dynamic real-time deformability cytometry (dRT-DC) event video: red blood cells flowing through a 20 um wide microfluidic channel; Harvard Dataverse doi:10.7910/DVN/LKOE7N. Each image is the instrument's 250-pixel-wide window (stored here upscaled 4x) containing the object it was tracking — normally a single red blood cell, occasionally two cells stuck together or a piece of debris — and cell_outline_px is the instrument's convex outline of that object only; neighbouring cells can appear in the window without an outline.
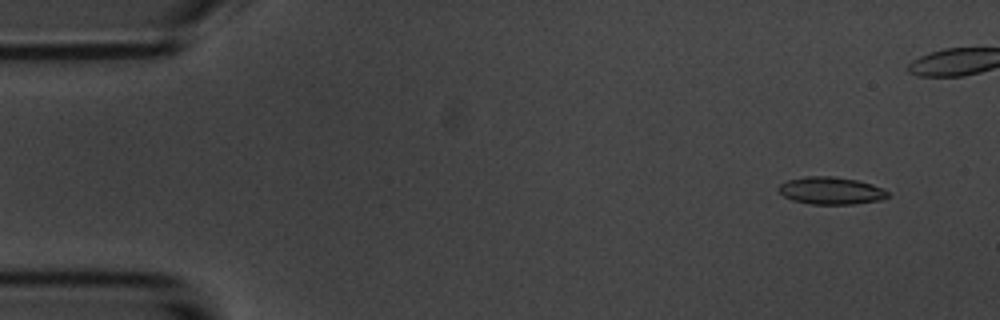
{"species": "common noctule bat (a hibernating species)", "species_latin": "Nyctalus noctula", "temperature_condition": "room temperature", "stored_images_in_passage": 5, "camera_frame_rate_fps": 3000, "um_per_image_px": 0.085, "animal": {"sex": "male", "body_mass_g": 20.1, "forearm_length_mm": 53.5}, "frame": {"image": 1, "passage_image": 1, "time_ms": 0.0, "image_size_px": [1000, 320], "cell_outline_px": [[888, 196], [884, 200], [852, 204], [812, 204], [792, 200], [784, 196], [776, 188], [780, 184], [788, 180], [804, 176], [832, 176], [856, 180], [872, 184], [888, 192]], "centroid_in_image_um": [70.61, 16.21], "position_along_channel_um": 14.4, "area_um2": 17.4}}